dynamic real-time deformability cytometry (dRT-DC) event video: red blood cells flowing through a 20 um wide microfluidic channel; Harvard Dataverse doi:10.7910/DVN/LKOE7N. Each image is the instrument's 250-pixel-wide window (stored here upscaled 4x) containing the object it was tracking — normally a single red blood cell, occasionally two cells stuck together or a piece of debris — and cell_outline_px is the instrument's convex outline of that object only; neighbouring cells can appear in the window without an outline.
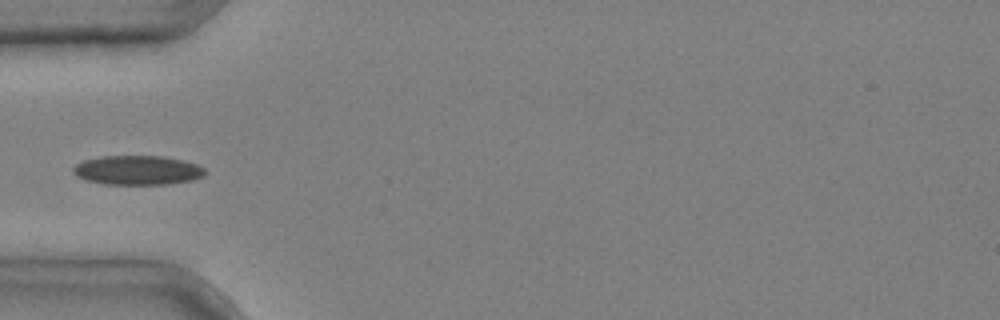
{"species": "common noctule bat (a hibernating species)", "species_latin": "Nyctalus noctula", "temperature_condition": "cold", "stored_images_in_passage": 5, "camera_frame_rate_fps": 3000, "um_per_image_px": 0.085, "animal": {"sex": "male", "body_mass_g": 20.4}, "frame": {"image": 1, "passage_image": 5, "time_ms": 1.333, "image_size_px": [1000, 320], "cell_outline_px": [[208, 172], [204, 176], [192, 180], [168, 184], [104, 184], [84, 180], [76, 176], [72, 172], [72, 168], [76, 164], [84, 160], [104, 156], [164, 156], [184, 160], [196, 164], [204, 168]], "centroid_in_image_um": [11.69, 14.47], "position_along_channel_um": 73.3, "area_um2": 22.72}}